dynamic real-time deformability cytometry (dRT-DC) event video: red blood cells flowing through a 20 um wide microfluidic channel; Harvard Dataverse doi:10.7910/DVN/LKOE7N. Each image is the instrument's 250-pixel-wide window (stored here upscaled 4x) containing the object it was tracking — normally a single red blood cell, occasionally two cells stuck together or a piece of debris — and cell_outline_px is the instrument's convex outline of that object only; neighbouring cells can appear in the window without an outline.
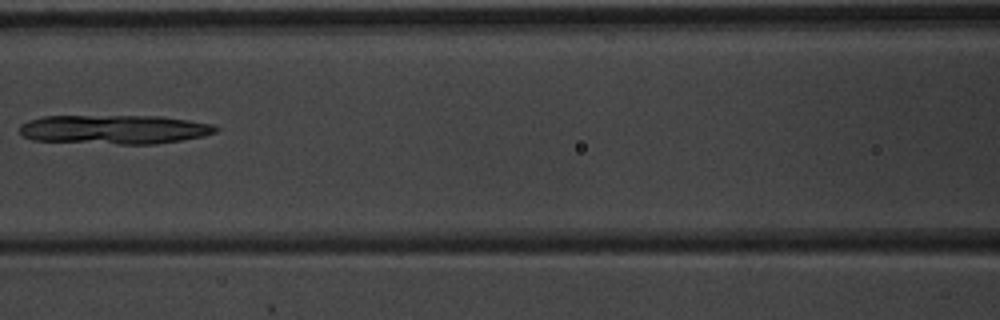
{"species": "common noctule bat (a hibernating species)", "species_latin": "Nyctalus noctula", "temperature_condition": "warm", "stored_images_in_passage": 8, "camera_frame_rate_fps": 3000, "um_per_image_px": 0.085, "animal": {"sex": "male", "body_mass_g": 20.1, "forearm_length_mm": 53.5}, "frame": {"image": 1, "passage_image": 7, "time_ms": 2.0, "image_size_px": [1000, 320], "cell_outline_px": [[220, 128], [216, 132], [204, 136], [156, 144], [116, 144], [32, 140], [24, 136], [20, 132], [20, 124], [28, 120], [44, 116], [164, 116], [212, 124]], "centroid_in_image_um": [9.72, 11.0], "position_along_channel_um": 156.9, "area_um2": 33.41}}
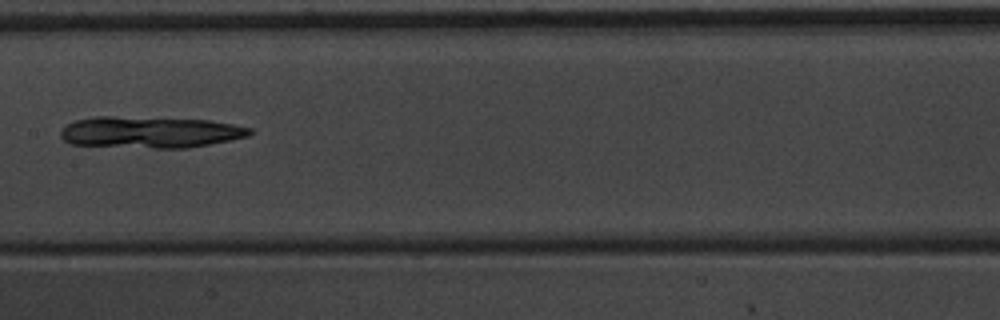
{"frame": {"image": 2, "passage_image": 8, "time_ms": 2.333, "image_size_px": [1000, 320], "cell_outline_px": [[256, 132], [248, 136], [188, 148], [152, 148], [72, 144], [64, 140], [60, 136], [60, 132], [68, 124], [76, 120], [92, 116], [112, 116], [208, 120], [232, 124], [252, 128]], "centroid_in_image_um": [12.77, 11.23], "position_along_channel_um": 194.6, "area_um2": 34.56}}